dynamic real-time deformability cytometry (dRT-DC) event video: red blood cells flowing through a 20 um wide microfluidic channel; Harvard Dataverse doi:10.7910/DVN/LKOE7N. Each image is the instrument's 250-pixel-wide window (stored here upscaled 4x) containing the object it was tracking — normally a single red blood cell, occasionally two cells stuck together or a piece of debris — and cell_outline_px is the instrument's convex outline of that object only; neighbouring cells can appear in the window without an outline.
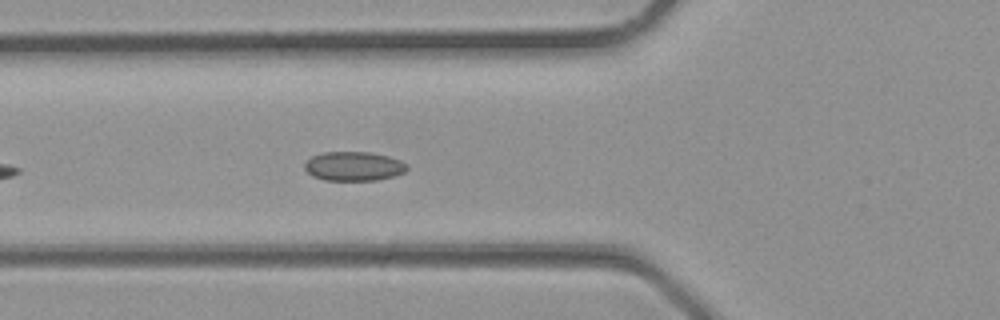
{"species": "common noctule bat (a hibernating species)", "species_latin": "Nyctalus noctula", "temperature_condition": "room temperature", "stored_images_in_passage": 24, "camera_frame_rate_fps": 3000, "um_per_image_px": 0.085, "animal": {"sex": "male", "body_mass_g": 23.1, "forearm_length_mm": 52.7}, "frame": {"image": 1, "passage_image": 4, "time_ms": 1.0, "image_size_px": [1000, 320], "cell_outline_px": [[408, 168], [404, 172], [392, 176], [376, 180], [324, 180], [312, 176], [304, 168], [304, 164], [312, 156], [324, 152], [372, 152], [388, 156], [400, 160]], "centroid_in_image_um": [30.04, 14.12], "position_along_channel_um": 95.8, "area_um2": 17.28}}
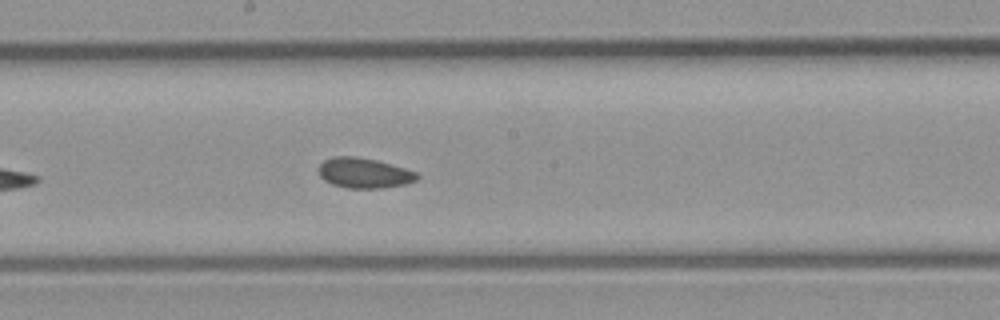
{"frame": {"image": 2, "passage_image": 10, "time_ms": 3.0, "image_size_px": [1000, 320], "cell_outline_px": [[420, 176], [416, 180], [404, 184], [380, 188], [348, 188], [332, 184], [324, 180], [320, 176], [316, 168], [324, 160], [332, 156], [352, 156], [376, 160], [404, 168], [416, 172]], "centroid_in_image_um": [30.9, 14.7], "position_along_channel_um": 217.3, "area_um2": 17.28}}
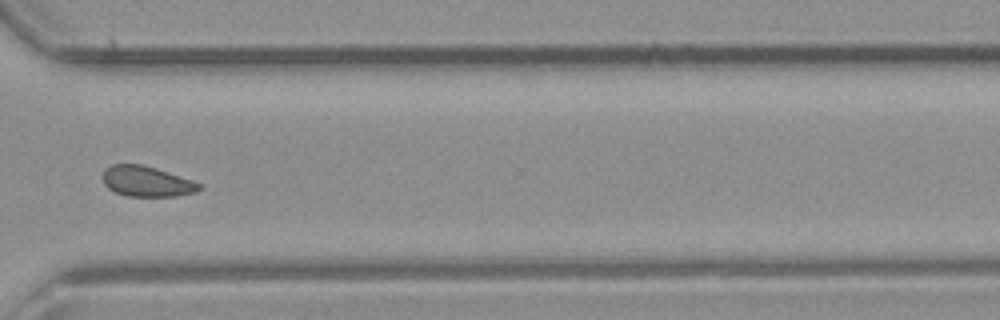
{"frame": {"image": 3, "passage_image": 17, "time_ms": 5.333, "image_size_px": [1000, 320], "cell_outline_px": [[204, 188], [196, 192], [176, 196], [128, 196], [116, 192], [108, 188], [104, 184], [104, 168], [112, 164], [144, 164], [192, 180], [200, 184]], "centroid_in_image_um": [12.49, 15.41], "position_along_channel_um": 358.1, "area_um2": 17.11}}